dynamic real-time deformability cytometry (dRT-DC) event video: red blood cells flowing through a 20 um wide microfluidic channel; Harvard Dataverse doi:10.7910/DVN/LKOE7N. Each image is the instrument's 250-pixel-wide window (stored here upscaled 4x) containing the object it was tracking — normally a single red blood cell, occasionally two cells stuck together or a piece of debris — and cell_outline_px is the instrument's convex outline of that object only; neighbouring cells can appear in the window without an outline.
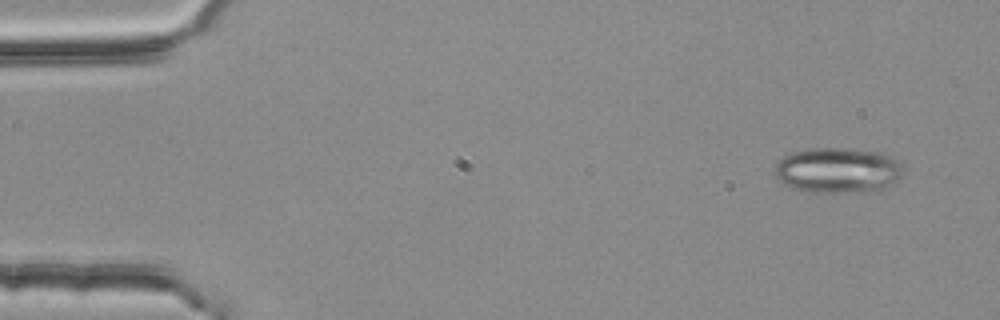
{"species": "common noctule bat (a hibernating species)", "species_latin": "Nyctalus noctula", "temperature_condition": "room temperature", "stored_images_in_passage": 4, "camera_frame_rate_fps": 3000, "um_per_image_px": 0.085, "animal": {"sex": "female", "body_mass_g": 25.1}, "frame": {"image": 1, "passage_image": 1, "time_ms": 0.0, "image_size_px": [1000, 320], "cell_outline_px": [[904, 176], [884, 188], [876, 192], [804, 192], [784, 184], [776, 176], [776, 164], [784, 156], [792, 152], [808, 148], [848, 148], [884, 152], [892, 156], [900, 164]], "centroid_in_image_um": [71.26, 14.47], "position_along_channel_um": 13.7, "area_um2": 34.39}}